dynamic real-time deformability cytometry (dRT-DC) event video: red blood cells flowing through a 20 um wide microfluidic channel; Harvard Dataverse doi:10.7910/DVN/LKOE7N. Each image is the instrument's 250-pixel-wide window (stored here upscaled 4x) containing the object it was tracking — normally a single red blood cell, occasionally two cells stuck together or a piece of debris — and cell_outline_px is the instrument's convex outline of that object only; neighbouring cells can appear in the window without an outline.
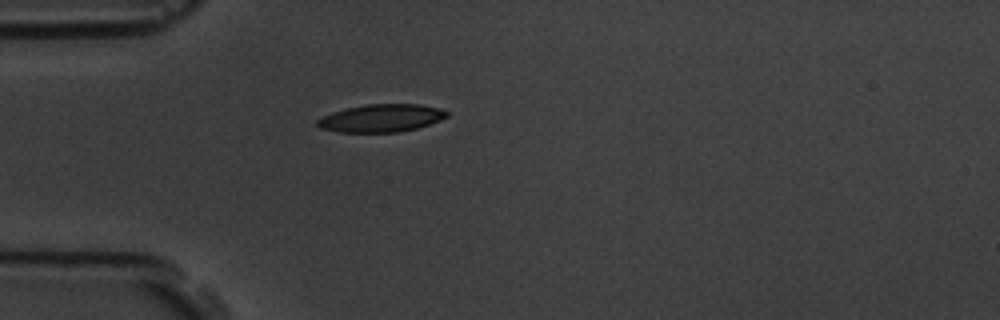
{"species": "common noctule bat (a hibernating species)", "species_latin": "Nyctalus noctula", "temperature_condition": "room temperature", "stored_images_in_passage": 2, "camera_frame_rate_fps": 3000, "um_per_image_px": 0.085, "animal": {"sex": "male", "body_mass_g": 19.5, "forearm_length_mm": 54.6}, "frame": {"image": 1, "passage_image": 2, "time_ms": 2.0, "image_size_px": [1000, 320], "cell_outline_px": [[448, 116], [440, 120], [416, 128], [400, 132], [340, 132], [320, 128], [316, 124], [316, 120], [332, 112], [348, 108], [368, 104], [420, 104], [440, 108], [448, 112]], "centroid_in_image_um": [32.41, 10.04], "position_along_channel_um": 52.6, "area_um2": 20.81}}